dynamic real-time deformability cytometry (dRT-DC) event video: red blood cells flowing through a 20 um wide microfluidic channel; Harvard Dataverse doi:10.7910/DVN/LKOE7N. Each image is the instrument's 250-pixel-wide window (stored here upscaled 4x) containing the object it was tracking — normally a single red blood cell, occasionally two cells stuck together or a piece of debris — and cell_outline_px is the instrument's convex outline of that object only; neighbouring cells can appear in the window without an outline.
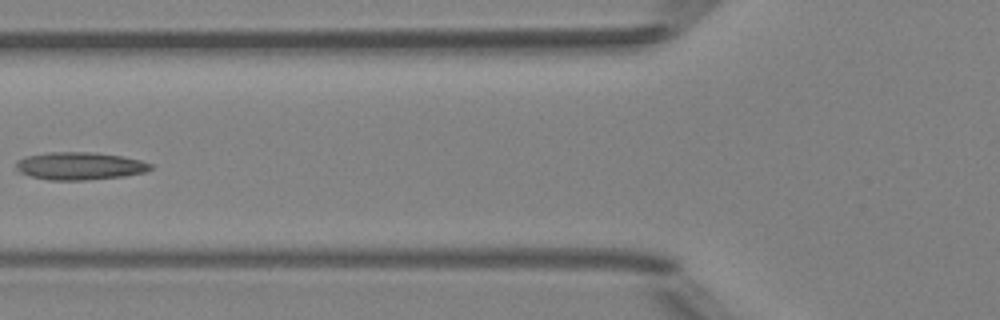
{"species": "Egyptian fruit bat (a non-hibernating species)", "species_latin": "Rousettus aegyptiacus", "temperature_condition": "room temperature", "stored_images_in_passage": 6, "camera_frame_rate_fps": 3000, "um_per_image_px": 0.085, "animal": {"sex": "female"}, "frame": {"image": 1, "passage_image": 5, "time_ms": 5.667, "image_size_px": [1000, 320], "cell_outline_px": [[152, 168], [144, 172], [124, 176], [84, 180], [48, 180], [32, 176], [20, 172], [16, 168], [16, 160], [24, 156], [48, 152], [88, 152], [120, 156], [140, 160], [152, 164]], "centroid_in_image_um": [6.73, 14.1], "position_along_channel_um": 119.1, "area_um2": 21.56}}
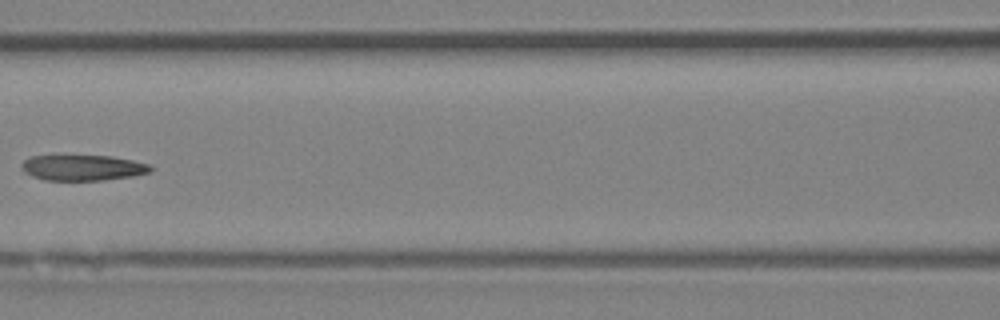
{"frame": {"image": 2, "passage_image": 6, "time_ms": 6.667, "image_size_px": [1000, 320], "cell_outline_px": [[152, 172], [136, 176], [104, 180], [44, 180], [32, 176], [24, 172], [20, 164], [28, 156], [64, 152], [112, 156], [152, 164]], "centroid_in_image_um": [7.0, 14.19], "position_along_channel_um": 159.6, "area_um2": 20.69}}